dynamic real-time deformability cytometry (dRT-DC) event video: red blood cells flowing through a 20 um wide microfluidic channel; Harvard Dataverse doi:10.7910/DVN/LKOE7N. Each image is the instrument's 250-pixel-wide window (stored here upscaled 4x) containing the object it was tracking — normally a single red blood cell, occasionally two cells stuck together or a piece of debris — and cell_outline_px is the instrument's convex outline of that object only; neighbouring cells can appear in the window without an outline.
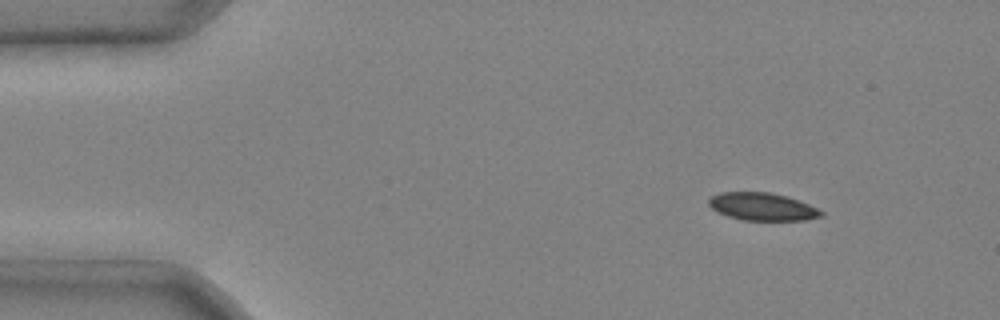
{"species": "common noctule bat (a hibernating species)", "species_latin": "Nyctalus noctula", "temperature_condition": "cold", "stored_images_in_passage": 4, "camera_frame_rate_fps": 3000, "um_per_image_px": 0.085, "animal": {"sex": "male", "body_mass_g": 20.4}, "frame": {"image": 1, "passage_image": 1, "time_ms": 0.0, "image_size_px": [1000, 320], "cell_outline_px": [[824, 216], [804, 220], [744, 220], [728, 216], [716, 212], [708, 204], [708, 200], [712, 196], [720, 192], [768, 192], [788, 196], [808, 204], [824, 212]], "centroid_in_image_um": [64.79, 17.56], "position_along_channel_um": 20.2, "area_um2": 18.15}}
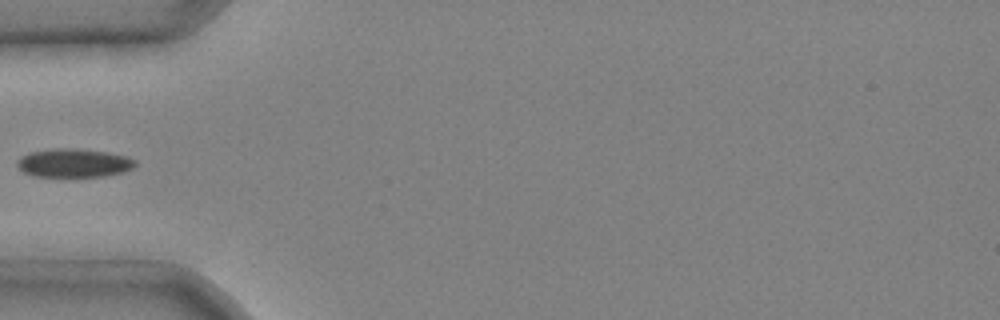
{"frame": {"image": 2, "passage_image": 4, "time_ms": 1.0, "image_size_px": [1000, 320], "cell_outline_px": [[136, 164], [132, 168], [124, 172], [104, 176], [32, 176], [24, 172], [16, 164], [16, 160], [20, 156], [28, 152], [56, 148], [76, 148], [108, 152], [128, 156], [136, 160]], "centroid_in_image_um": [6.27, 13.84], "position_along_channel_um": 78.7, "area_um2": 19.83}}